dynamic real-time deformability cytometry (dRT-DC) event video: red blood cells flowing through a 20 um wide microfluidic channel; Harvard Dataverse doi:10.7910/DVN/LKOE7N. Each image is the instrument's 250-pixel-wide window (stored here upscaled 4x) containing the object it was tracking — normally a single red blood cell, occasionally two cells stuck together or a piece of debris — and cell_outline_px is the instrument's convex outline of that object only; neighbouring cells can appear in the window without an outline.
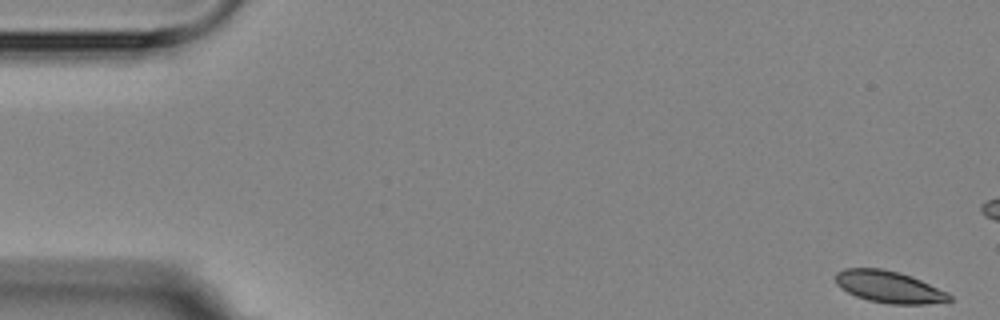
{"species": "Egyptian fruit bat (a non-hibernating species)", "species_latin": "Rousettus aegyptiacus", "temperature_condition": "room temperature", "stored_images_in_passage": 5, "segment_of_instrument_passage": [2, 2], "camera_frame_rate_fps": 3000, "um_per_image_px": 0.085, "animal": {"sex": "female"}, "frame": {"image": 1, "passage_image": 5, "time_ms": 5.333, "image_size_px": [1000, 320], "cell_outline_px": [[952, 300], [924, 304], [888, 304], [868, 300], [856, 296], [840, 288], [836, 284], [836, 272], [844, 268], [880, 268], [900, 272], [912, 276], [948, 292], [952, 296]], "centroid_in_image_um": [75.56, 24.38], "position_along_channel_um": 9.4, "area_um2": 21.21}}